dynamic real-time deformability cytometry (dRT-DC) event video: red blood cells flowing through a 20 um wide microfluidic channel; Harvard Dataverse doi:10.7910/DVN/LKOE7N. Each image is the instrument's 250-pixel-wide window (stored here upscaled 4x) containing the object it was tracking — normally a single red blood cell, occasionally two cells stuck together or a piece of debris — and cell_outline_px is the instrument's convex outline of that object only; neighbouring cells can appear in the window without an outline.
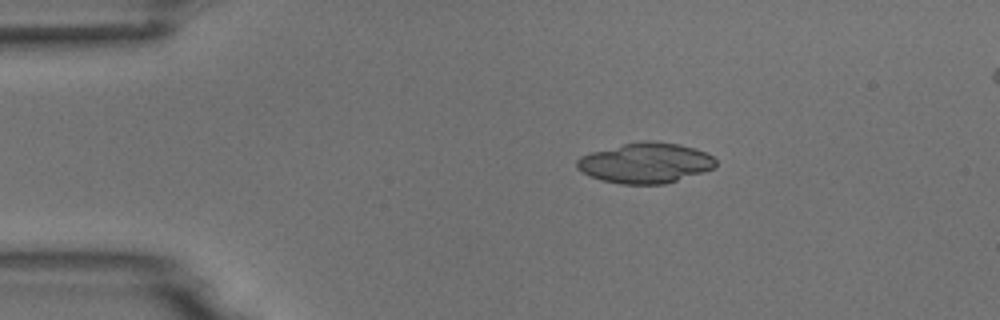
{"species": "common noctule bat (a hibernating species)", "species_latin": "Nyctalus noctula", "temperature_condition": "room temperature", "stored_images_in_passage": 4, "camera_frame_rate_fps": 3000, "um_per_image_px": 0.085, "animal": {"sex": "male", "body_mass_g": 18.8}, "frame": {"image": 1, "passage_image": 1, "time_ms": 0.0, "image_size_px": [1000, 320], "cell_outline_px": [[716, 164], [712, 168], [664, 184], [620, 184], [600, 180], [576, 168], [576, 160], [580, 156], [592, 152], [624, 144], [644, 140], [648, 140], [680, 144], [704, 152], [712, 156], [716, 160]], "centroid_in_image_um": [54.82, 13.85], "position_along_channel_um": 30.2, "area_um2": 32.14}}